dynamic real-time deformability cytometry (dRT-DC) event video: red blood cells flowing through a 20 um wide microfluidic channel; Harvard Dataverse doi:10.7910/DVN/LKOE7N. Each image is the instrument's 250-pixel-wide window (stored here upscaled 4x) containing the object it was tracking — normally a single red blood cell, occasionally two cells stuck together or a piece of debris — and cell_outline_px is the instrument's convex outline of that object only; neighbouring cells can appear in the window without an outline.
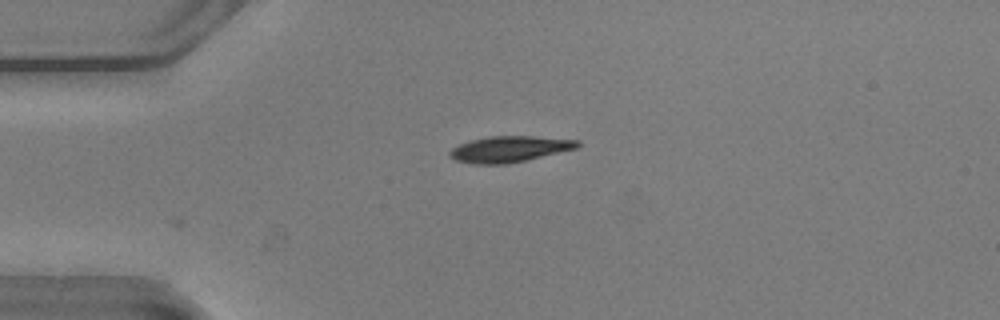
{"species": "common noctule bat (a hibernating species)", "species_latin": "Nyctalus noctula", "temperature_condition": "warm", "stored_images_in_passage": 4, "camera_frame_rate_fps": 3000, "um_per_image_px": 0.085, "animal": {"sex": "male", "body_mass_g": 20.5, "forearm_length_mm": 52.5}, "frame": {"image": 1, "passage_image": 1, "time_ms": 0.0, "image_size_px": [1000, 320], "cell_outline_px": [[580, 144], [576, 148], [524, 160], [504, 164], [472, 164], [456, 160], [448, 156], [448, 152], [452, 148], [460, 144], [472, 140], [488, 136], [532, 136], [580, 140]], "centroid_in_image_um": [43.26, 12.66], "position_along_channel_um": 41.7, "area_um2": 19.13}}